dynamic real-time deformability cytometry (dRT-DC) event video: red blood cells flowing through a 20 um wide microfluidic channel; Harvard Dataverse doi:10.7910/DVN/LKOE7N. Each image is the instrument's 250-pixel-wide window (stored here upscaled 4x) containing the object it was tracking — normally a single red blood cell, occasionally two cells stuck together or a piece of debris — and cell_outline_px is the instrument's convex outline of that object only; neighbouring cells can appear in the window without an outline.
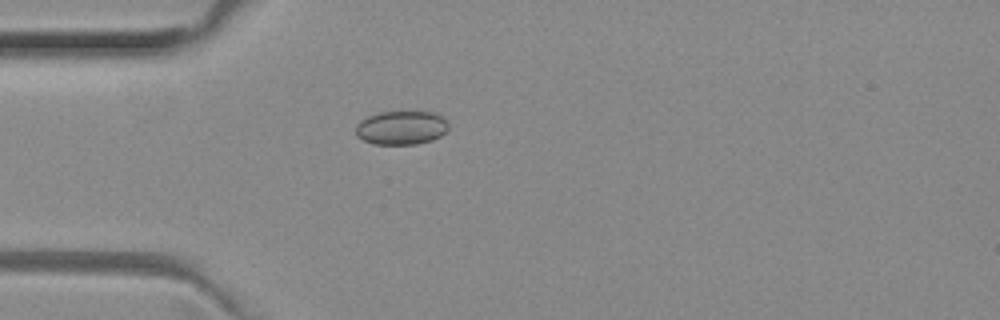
{"species": "common noctule bat (a hibernating species)", "species_latin": "Nyctalus noctula", "temperature_condition": "room temperature", "stored_images_in_passage": 32, "camera_frame_rate_fps": 3000, "um_per_image_px": 0.085, "animal": {"sex": "female", "body_mass_g": 29.2, "forearm_length_mm": 56.3}, "frame": {"image": 1, "passage_image": 7, "time_ms": 2.0, "image_size_px": [1000, 320], "cell_outline_px": [[448, 128], [440, 136], [432, 140], [416, 144], [372, 144], [356, 136], [356, 124], [360, 120], [368, 116], [380, 112], [432, 112], [440, 116], [448, 124]], "centroid_in_image_um": [34.07, 10.86], "position_along_channel_um": 50.9, "area_um2": 18.15}}
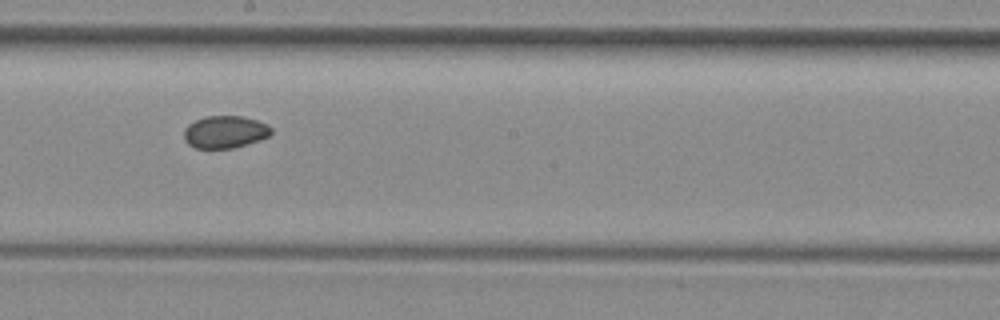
{"frame": {"image": 2, "passage_image": 21, "time_ms": 6.667, "image_size_px": [1000, 320], "cell_outline_px": [[272, 132], [268, 136], [260, 140], [232, 148], [196, 148], [188, 144], [184, 140], [184, 128], [188, 124], [196, 120], [208, 116], [244, 116], [268, 124], [272, 128]], "centroid_in_image_um": [19.13, 11.21], "position_along_channel_um": 229.1, "area_um2": 16.47}}
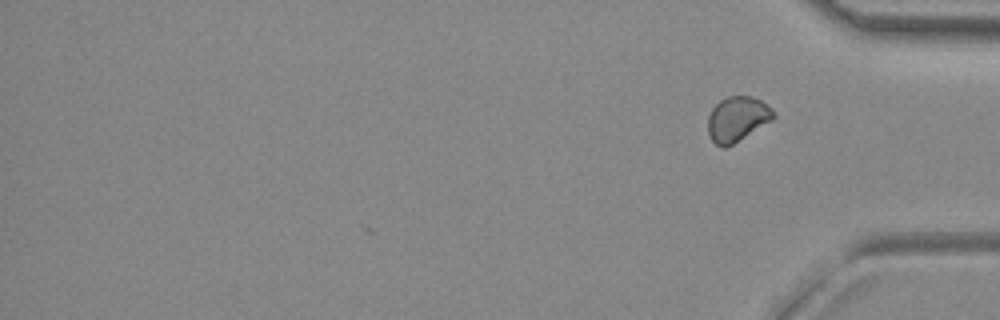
{"frame": {"image": 3, "passage_image": 32, "time_ms": 10.333, "image_size_px": [1000, 320], "cell_outline_px": [[776, 116], [772, 120], [732, 144], [724, 148], [716, 144], [708, 136], [708, 116], [712, 108], [720, 100], [728, 96], [752, 96], [760, 100], [772, 108]], "centroid_in_image_um": [62.65, 10.1], "position_along_channel_um": 372.5, "area_um2": 17.05}, "authors_computed_cell_mechanics": {"area_um2": 16.9932, "velocity_mm_per_s": 4.0068, "shape_relaxation_time_tau1_ms": null, "shape_relaxation_time_tau2_ms": 7.0208, "deformation_change_tau1": null, "deformation_change_tau2": 0.0628}}